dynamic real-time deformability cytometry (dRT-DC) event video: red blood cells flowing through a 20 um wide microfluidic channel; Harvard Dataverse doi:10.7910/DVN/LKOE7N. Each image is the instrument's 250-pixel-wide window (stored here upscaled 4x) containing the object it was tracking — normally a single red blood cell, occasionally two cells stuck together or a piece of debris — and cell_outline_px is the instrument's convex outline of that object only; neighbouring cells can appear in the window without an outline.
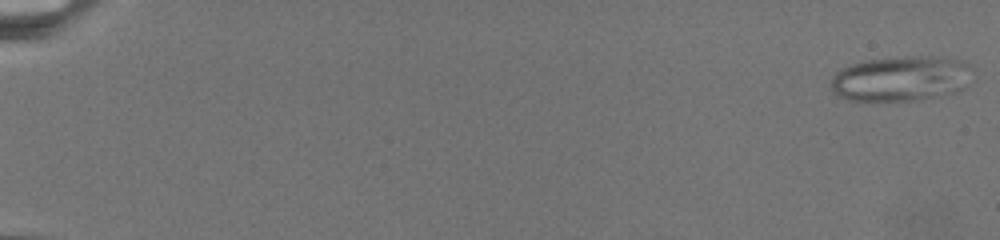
{"species": "common noctule bat (a hibernating species)", "species_latin": "Nyctalus noctula", "temperature_condition": "warm", "stored_images_in_passage": 69, "camera_frame_rate_fps": 3000, "um_per_image_px": 0.085, "animal": {"sex": "female", "body_mass_g": 19.5, "forearm_length_mm": 54.1}, "frame": {"image": 1, "passage_image": 1, "time_ms": 0.0, "image_size_px": [1000, 240], "cell_outline_px": [[972, 64], [928, 96], [920, 100], [868, 104], [852, 100], [840, 96], [832, 88], [832, 76], [840, 68], [864, 60], [904, 56], [932, 56], [960, 60]], "centroid_in_image_um": [76.1, 6.66], "position_along_channel_um": 8.9, "area_um2": 34.56}}
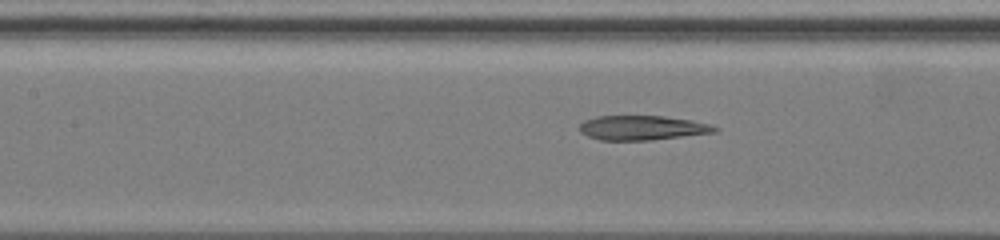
{"frame": {"image": 2, "passage_image": 34, "time_ms": 12.0, "image_size_px": [1000, 240], "cell_outline_px": [[720, 128], [716, 132], [652, 140], [600, 140], [588, 136], [580, 132], [580, 124], [584, 120], [596, 116], [664, 116], [692, 120], [712, 124]], "centroid_in_image_um": [54.62, 10.86], "position_along_channel_um": 152.8, "area_um2": 19.42}}
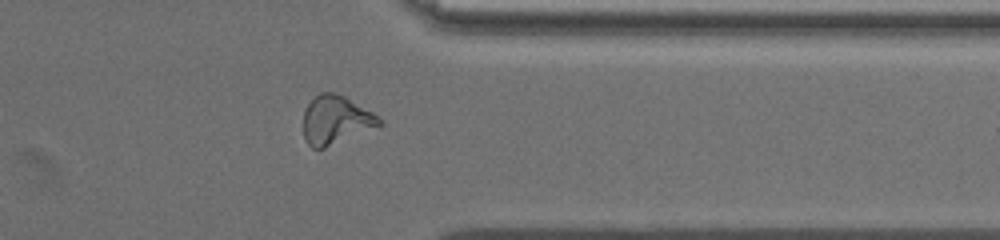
{"frame": {"image": 3, "passage_image": 58, "time_ms": 20.0, "image_size_px": [1000, 240], "cell_outline_px": [[384, 124], [324, 148], [312, 148], [308, 144], [304, 136], [304, 108], [320, 92], [336, 92], [344, 96], [372, 112]], "centroid_in_image_um": [28.52, 10.19], "position_along_channel_um": 382.9, "area_um2": 21.15}}